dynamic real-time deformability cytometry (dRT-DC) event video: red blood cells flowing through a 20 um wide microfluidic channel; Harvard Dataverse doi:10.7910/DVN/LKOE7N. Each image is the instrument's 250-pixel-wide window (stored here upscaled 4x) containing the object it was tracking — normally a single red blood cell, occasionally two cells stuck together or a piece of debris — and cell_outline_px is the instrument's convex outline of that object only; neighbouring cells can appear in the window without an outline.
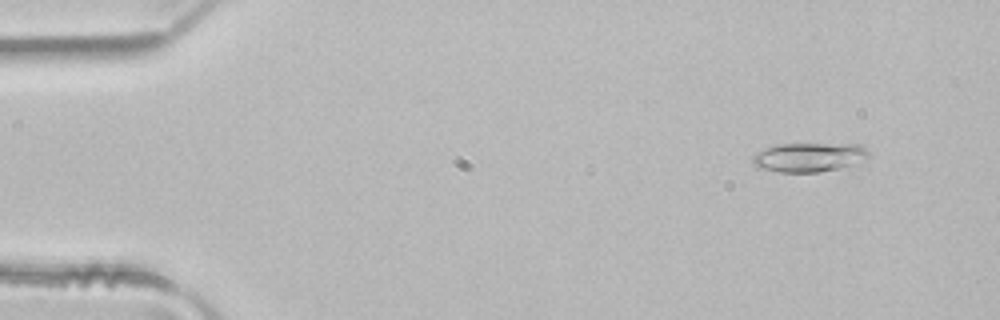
{"species": "common noctule bat (a hibernating species)", "species_latin": "Nyctalus noctula", "temperature_condition": "room temperature", "stored_images_in_passage": 3, "camera_frame_rate_fps": 3000, "um_per_image_px": 0.085, "animal": {"sex": "male", "body_mass_g": 21.5, "forearm_length_mm": 52.0}, "frame": {"image": 1, "passage_image": 1, "time_ms": 0.0, "image_size_px": [1000, 320], "cell_outline_px": [[868, 156], [852, 164], [820, 172], [780, 172], [756, 168], [752, 164], [752, 156], [756, 152], [764, 148], [776, 144], [860, 144], [868, 152]], "centroid_in_image_um": [68.65, 13.36], "position_along_channel_um": 16.3, "area_um2": 19.59}}
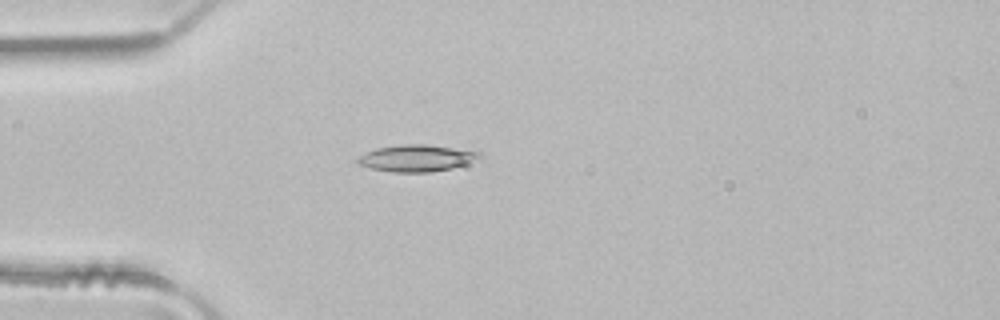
{"frame": {"image": 2, "passage_image": 3, "time_ms": 0.667, "image_size_px": [1000, 320], "cell_outline_px": [[484, 156], [464, 164], [452, 168], [432, 172], [392, 172], [372, 168], [360, 164], [356, 160], [360, 156], [376, 148], [404, 144], [424, 144], [480, 152]], "centroid_in_image_um": [35.42, 13.44], "position_along_channel_um": 49.6, "area_um2": 18.61}}